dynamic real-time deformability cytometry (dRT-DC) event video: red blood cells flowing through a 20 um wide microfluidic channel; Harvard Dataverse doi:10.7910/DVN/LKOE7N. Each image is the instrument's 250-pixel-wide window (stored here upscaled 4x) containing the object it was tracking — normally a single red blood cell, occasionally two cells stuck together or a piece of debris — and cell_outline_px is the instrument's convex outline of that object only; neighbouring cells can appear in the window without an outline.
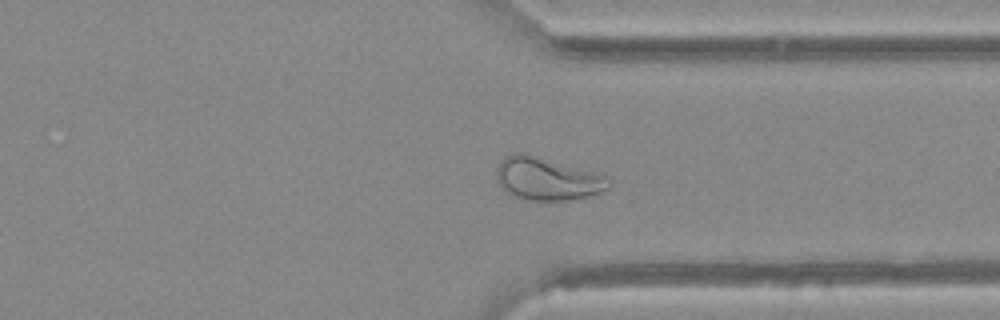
{"species": "Egyptian fruit bat (a non-hibernating species)", "species_latin": "Rousettus aegyptiacus", "temperature_condition": "warm", "stored_images_in_passage": 35, "camera_frame_rate_fps": 3000, "um_per_image_px": 0.085, "animal": {"sex": "female"}, "frame": {"image": 1, "passage_image": 23, "time_ms": 7.333, "image_size_px": [1000, 320], "cell_outline_px": [[612, 180], [608, 188], [600, 192], [588, 196], [568, 200], [524, 200], [508, 196], [504, 192], [496, 180], [496, 168], [504, 156], [516, 152], [524, 152], [608, 176]], "centroid_in_image_um": [46.45, 15.2], "position_along_channel_um": 365.0, "area_um2": 28.38}}
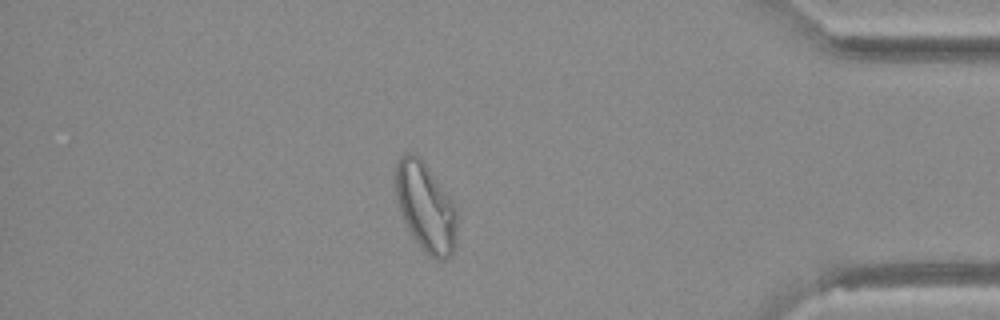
{"frame": {"image": 2, "passage_image": 28, "time_ms": 9.0, "image_size_px": [1000, 320], "cell_outline_px": [[456, 240], [452, 252], [444, 260], [436, 260], [428, 256], [412, 236], [404, 220], [396, 196], [396, 164], [400, 156], [408, 152], [416, 152], [420, 156], [456, 208]], "centroid_in_image_um": [36.17, 17.6], "position_along_channel_um": 399.0, "area_um2": 31.39}}